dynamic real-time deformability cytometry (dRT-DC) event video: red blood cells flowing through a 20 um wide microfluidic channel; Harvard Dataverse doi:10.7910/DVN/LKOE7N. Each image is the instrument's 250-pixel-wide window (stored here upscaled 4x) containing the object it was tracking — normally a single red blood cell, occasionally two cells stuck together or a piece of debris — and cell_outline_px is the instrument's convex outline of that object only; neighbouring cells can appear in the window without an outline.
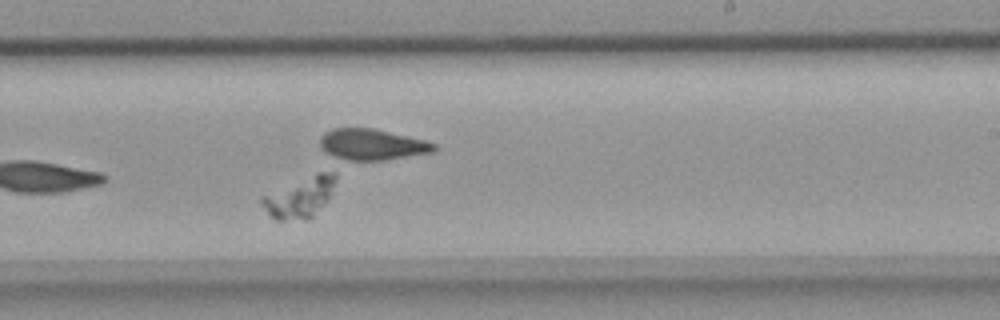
{"species": "common noctule bat (a hibernating species)", "species_latin": "Nyctalus noctula", "temperature_condition": "room temperature", "stored_images_in_passage": 29, "camera_frame_rate_fps": 3000, "um_per_image_px": 0.085, "animal": {"sex": "female", "body_mass_g": 18.4}, "frame": {"image": 1, "passage_image": 21, "time_ms": 6.667, "image_size_px": [1000, 320], "cell_outline_px": [[336, 176], [328, 196], [312, 216], [308, 220], [276, 220], [268, 216], [260, 204], [260, 196], [320, 172], [336, 172]], "centroid_in_image_um": [25.38, 16.81], "position_along_channel_um": 263.6, "area_um2": 16.82}}